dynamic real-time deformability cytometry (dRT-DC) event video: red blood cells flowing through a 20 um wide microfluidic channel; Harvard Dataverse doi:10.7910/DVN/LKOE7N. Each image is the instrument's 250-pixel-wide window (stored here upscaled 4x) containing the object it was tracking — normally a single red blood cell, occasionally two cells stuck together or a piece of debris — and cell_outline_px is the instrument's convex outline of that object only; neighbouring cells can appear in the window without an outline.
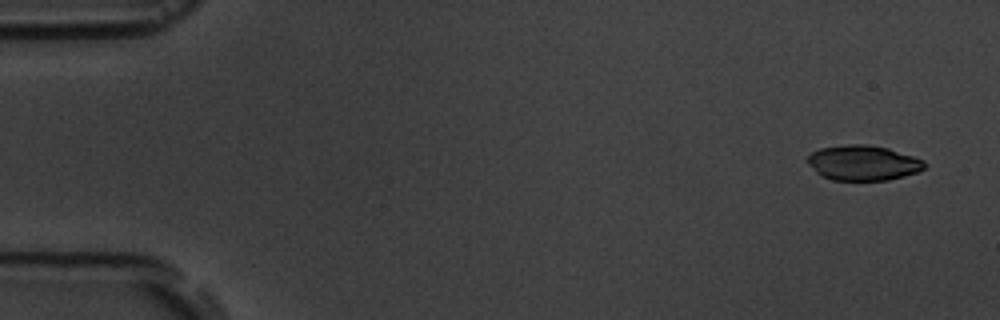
{"species": "common noctule bat (a hibernating species)", "species_latin": "Nyctalus noctula", "temperature_condition": "room temperature", "stored_images_in_passage": 4, "camera_frame_rate_fps": 3000, "um_per_image_px": 0.085, "animal": {"sex": "male", "body_mass_g": 19.5, "forearm_length_mm": 54.6}, "frame": {"image": 1, "passage_image": 1, "time_ms": 0.0, "image_size_px": [1000, 320], "cell_outline_px": [[924, 168], [916, 172], [904, 176], [888, 180], [832, 180], [820, 176], [808, 164], [808, 156], [812, 152], [820, 148], [852, 144], [868, 144], [888, 148], [924, 160]], "centroid_in_image_um": [73.34, 13.84], "position_along_channel_um": 11.7, "area_um2": 23.81}}